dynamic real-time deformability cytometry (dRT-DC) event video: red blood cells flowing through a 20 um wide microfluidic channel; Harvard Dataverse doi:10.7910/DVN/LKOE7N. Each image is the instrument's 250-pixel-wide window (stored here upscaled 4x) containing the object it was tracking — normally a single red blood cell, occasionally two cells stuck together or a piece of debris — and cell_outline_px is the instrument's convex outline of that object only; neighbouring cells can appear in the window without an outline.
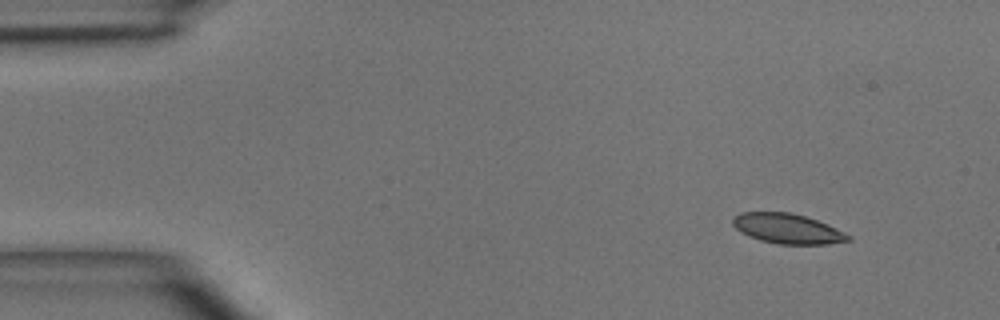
{"species": "common noctule bat (a hibernating species)", "species_latin": "Nyctalus noctula", "temperature_condition": "room temperature", "stored_images_in_passage": 6, "camera_frame_rate_fps": 3000, "um_per_image_px": 0.085, "animal": {"sex": "male", "body_mass_g": 15.6}, "frame": {"image": 1, "passage_image": 1, "time_ms": 0.0, "image_size_px": [1000, 320], "cell_outline_px": [[852, 240], [828, 244], [776, 244], [760, 240], [740, 232], [732, 224], [732, 216], [740, 212], [792, 212], [828, 224], [852, 236]], "centroid_in_image_um": [66.93, 19.43], "position_along_channel_um": 18.1, "area_um2": 20.29}}
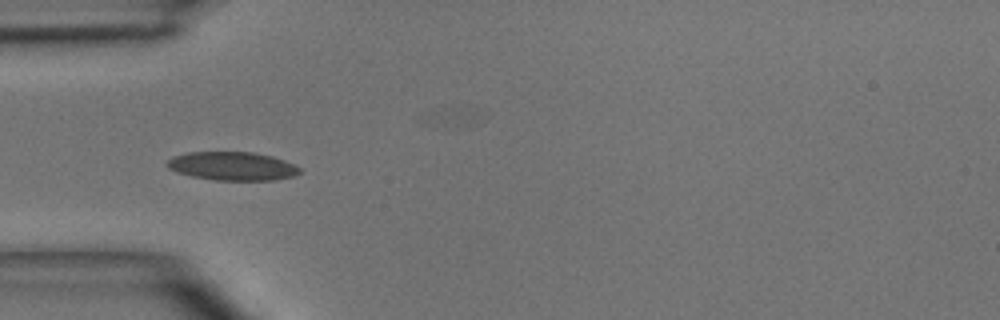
{"frame": {"image": 2, "passage_image": 4, "time_ms": 3.333, "image_size_px": [1000, 320], "cell_outline_px": [[304, 172], [296, 176], [276, 180], [212, 180], [192, 176], [176, 172], [168, 168], [164, 164], [172, 156], [188, 152], [252, 152], [272, 156], [284, 160], [300, 168]], "centroid_in_image_um": [19.75, 14.12], "position_along_channel_um": 65.2, "area_um2": 22.31}}
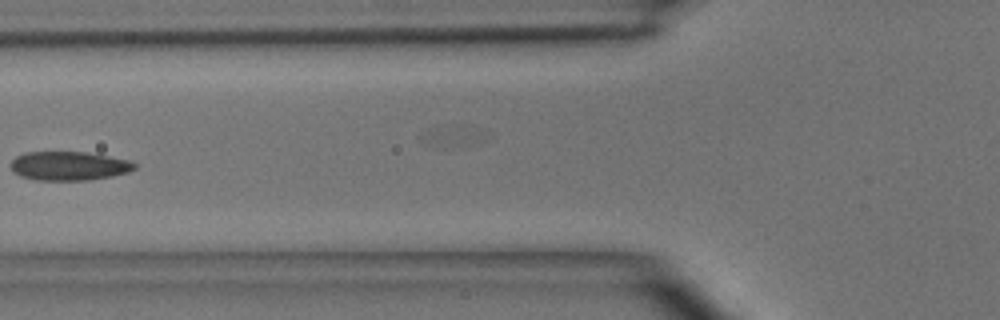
{"frame": {"image": 3, "passage_image": 5, "time_ms": 4.667, "image_size_px": [1000, 320], "cell_outline_px": [[136, 168], [128, 172], [112, 176], [88, 180], [36, 180], [20, 176], [12, 172], [12, 160], [16, 156], [24, 152], [88, 152], [128, 160], [136, 164]], "centroid_in_image_um": [5.85, 14.1], "position_along_channel_um": 120.0, "area_um2": 20.87}}